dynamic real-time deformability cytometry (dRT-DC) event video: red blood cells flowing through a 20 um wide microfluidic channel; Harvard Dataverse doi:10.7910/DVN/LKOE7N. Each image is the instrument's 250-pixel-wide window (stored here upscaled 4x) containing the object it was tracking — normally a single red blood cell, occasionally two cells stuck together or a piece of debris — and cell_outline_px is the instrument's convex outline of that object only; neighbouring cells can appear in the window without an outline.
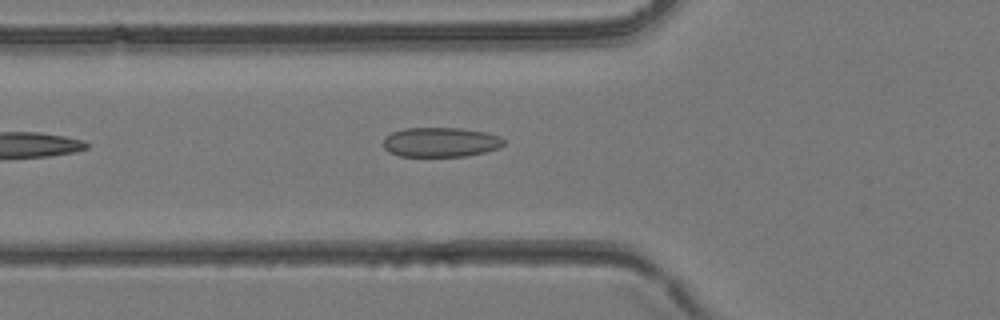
{"species": "common noctule bat (a hibernating species)", "species_latin": "Nyctalus noctula", "temperature_condition": "room temperature", "stored_images_in_passage": 2, "camera_frame_rate_fps": 3000, "um_per_image_px": 0.085, "animal": {"sex": "female", "body_mass_g": 24.6, "forearm_length_mm": 56.2}, "frame": {"image": 1, "passage_image": 2, "time_ms": 0.333, "image_size_px": [1000, 320], "cell_outline_px": [[504, 144], [500, 148], [484, 152], [464, 156], [400, 156], [388, 152], [384, 148], [384, 136], [392, 132], [404, 128], [460, 128], [488, 132], [500, 136], [504, 140]], "centroid_in_image_um": [37.45, 12.08], "position_along_channel_um": 88.3, "area_um2": 20.92}}